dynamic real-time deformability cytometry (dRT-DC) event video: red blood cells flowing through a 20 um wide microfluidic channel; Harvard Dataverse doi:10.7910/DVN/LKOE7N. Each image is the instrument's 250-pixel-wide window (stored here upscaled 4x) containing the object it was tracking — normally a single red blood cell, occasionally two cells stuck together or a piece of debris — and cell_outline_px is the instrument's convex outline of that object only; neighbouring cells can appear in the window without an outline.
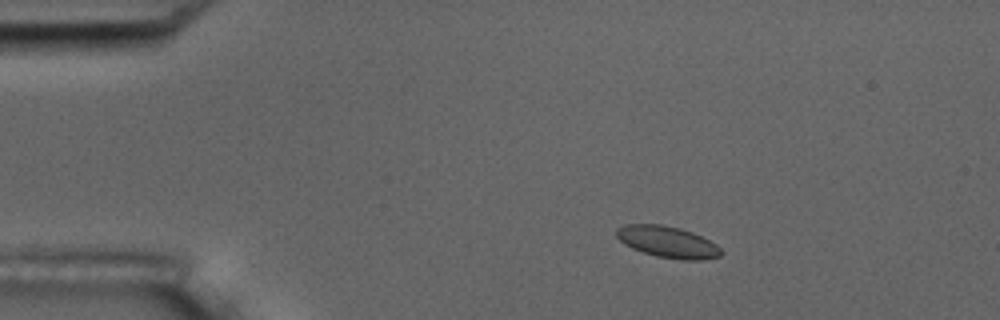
{"species": "common noctule bat (a hibernating species)", "species_latin": "Nyctalus noctula", "temperature_condition": "room temperature", "stored_images_in_passage": 4, "camera_frame_rate_fps": 3000, "um_per_image_px": 0.085, "animal": {"sex": "male", "body_mass_g": 17.5, "forearm_length_mm": 52.3}, "frame": {"image": 1, "passage_image": 2, "time_ms": 1.0, "image_size_px": [1000, 320], "cell_outline_px": [[724, 252], [720, 256], [700, 260], [680, 260], [656, 256], [632, 248], [624, 244], [616, 236], [616, 228], [624, 224], [660, 224], [680, 228], [692, 232], [716, 244]], "centroid_in_image_um": [56.74, 20.56], "position_along_channel_um": 28.3, "area_um2": 19.19}}